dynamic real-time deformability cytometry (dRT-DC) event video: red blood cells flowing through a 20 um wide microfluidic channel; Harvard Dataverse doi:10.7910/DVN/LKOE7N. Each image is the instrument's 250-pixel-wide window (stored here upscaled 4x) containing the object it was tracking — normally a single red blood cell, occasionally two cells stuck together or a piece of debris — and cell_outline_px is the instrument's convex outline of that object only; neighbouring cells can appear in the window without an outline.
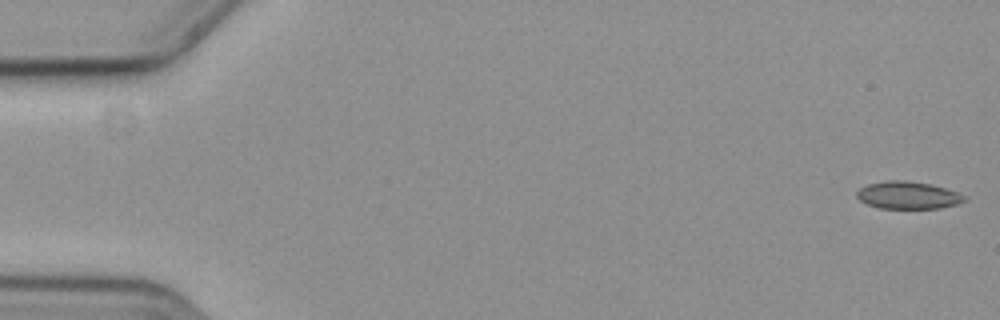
{"species": "common noctule bat (a hibernating species)", "species_latin": "Nyctalus noctula", "temperature_condition": "cold", "stored_images_in_passage": 58, "camera_frame_rate_fps": 3000, "um_per_image_px": 0.085, "animal": {"sex": "female", "body_mass_g": 19.3, "forearm_length_mm": 54.1}, "frame": {"image": 1, "passage_image": 1, "time_ms": 0.0, "image_size_px": [1000, 320], "cell_outline_px": [[968, 196], [964, 200], [956, 204], [940, 208], [880, 208], [868, 204], [860, 200], [856, 196], [856, 192], [860, 188], [868, 184], [888, 180], [904, 180], [928, 184], [944, 188]], "centroid_in_image_um": [77.15, 16.59], "position_along_channel_um": 7.8, "area_um2": 16.94}}
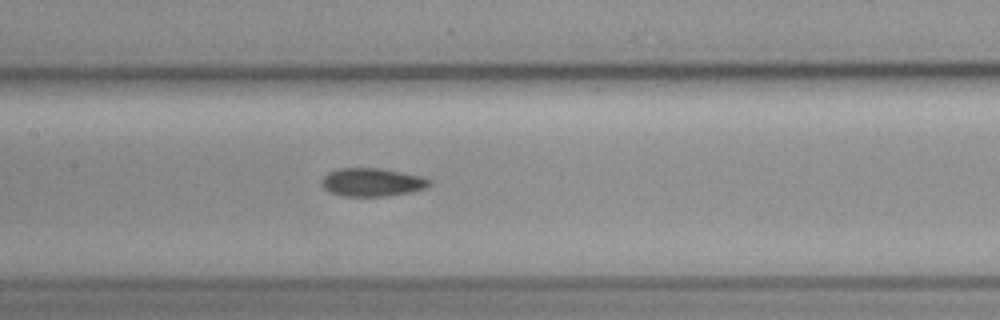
{"frame": {"image": 2, "passage_image": 28, "time_ms": 9.0, "image_size_px": [1000, 320], "cell_outline_px": [[432, 184], [424, 188], [412, 192], [388, 196], [340, 196], [328, 192], [320, 184], [320, 180], [328, 172], [340, 168], [380, 168], [424, 176], [432, 180]], "centroid_in_image_um": [31.63, 15.49], "position_along_channel_um": 175.8, "area_um2": 18.09}}
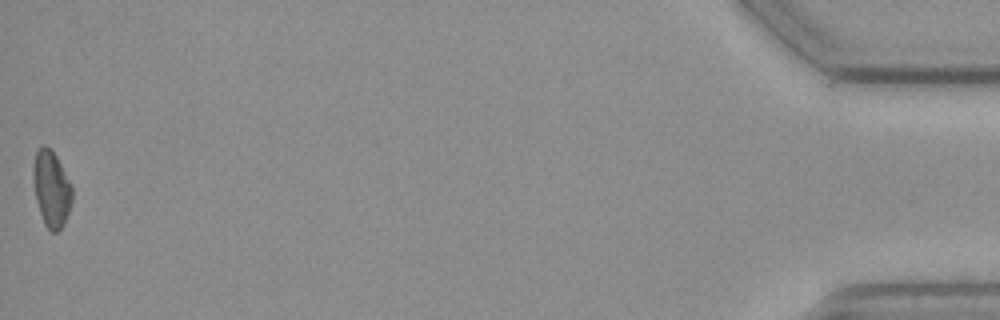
{"frame": {"image": 3, "passage_image": 58, "time_ms": 19.0, "image_size_px": [1000, 320], "cell_outline_px": [[72, 200], [64, 224], [56, 232], [52, 232], [44, 224], [36, 200], [32, 172], [32, 168], [36, 152], [44, 144], [56, 156], [72, 184]], "centroid_in_image_um": [4.37, 16.05], "position_along_channel_um": 430.8, "area_um2": 17.11}}